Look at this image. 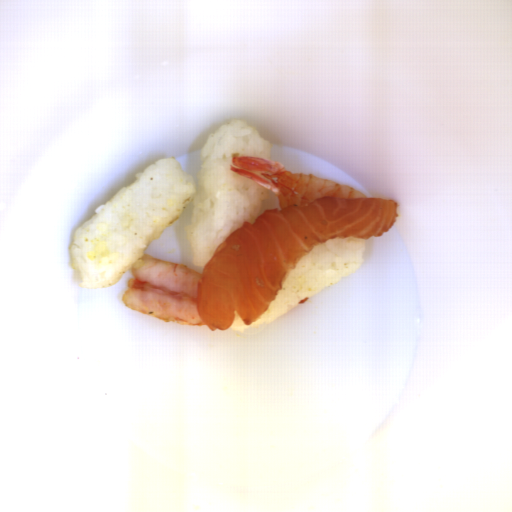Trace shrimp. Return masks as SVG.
Returning a JSON list of instances; mask_svg holds the SVG:
<instances>
[{
	"instance_id": "obj_1",
	"label": "shrimp",
	"mask_w": 512,
	"mask_h": 512,
	"mask_svg": "<svg viewBox=\"0 0 512 512\" xmlns=\"http://www.w3.org/2000/svg\"><path fill=\"white\" fill-rule=\"evenodd\" d=\"M123 303L144 315L176 324L204 326L197 306L201 274L191 267L152 255L133 261Z\"/></svg>"
},
{
	"instance_id": "obj_2",
	"label": "shrimp",
	"mask_w": 512,
	"mask_h": 512,
	"mask_svg": "<svg viewBox=\"0 0 512 512\" xmlns=\"http://www.w3.org/2000/svg\"><path fill=\"white\" fill-rule=\"evenodd\" d=\"M230 171L270 190L278 197L279 209L310 204L319 197L366 198L358 188L313 174H297L286 165L262 157L235 155Z\"/></svg>"
}]
</instances>
